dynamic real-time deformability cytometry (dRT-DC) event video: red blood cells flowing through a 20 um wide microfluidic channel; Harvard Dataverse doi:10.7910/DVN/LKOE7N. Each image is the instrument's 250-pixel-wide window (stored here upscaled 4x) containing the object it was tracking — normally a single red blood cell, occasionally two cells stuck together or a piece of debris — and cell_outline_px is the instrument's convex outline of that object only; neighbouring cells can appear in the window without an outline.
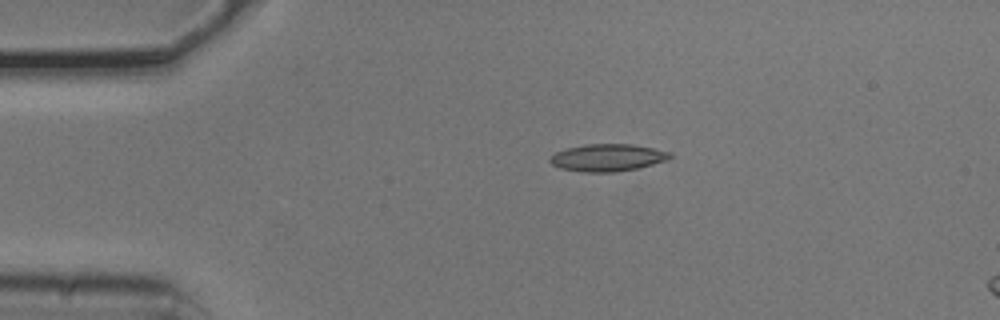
{"species": "common noctule bat (a hibernating species)", "species_latin": "Nyctalus noctula", "temperature_condition": "cold", "stored_images_in_passage": 4, "camera_frame_rate_fps": 3000, "um_per_image_px": 0.085, "animal": {"sex": "male", "body_mass_g": 20.5, "forearm_length_mm": 52.5}, "frame": {"image": 1, "passage_image": 4, "time_ms": 1.0, "image_size_px": [1000, 320], "cell_outline_px": [[672, 156], [668, 160], [640, 168], [616, 172], [584, 172], [560, 168], [552, 164], [548, 160], [556, 152], [564, 148], [584, 144], [632, 144], [672, 152]], "centroid_in_image_um": [51.66, 13.4], "position_along_channel_um": 33.3, "area_um2": 19.25}}